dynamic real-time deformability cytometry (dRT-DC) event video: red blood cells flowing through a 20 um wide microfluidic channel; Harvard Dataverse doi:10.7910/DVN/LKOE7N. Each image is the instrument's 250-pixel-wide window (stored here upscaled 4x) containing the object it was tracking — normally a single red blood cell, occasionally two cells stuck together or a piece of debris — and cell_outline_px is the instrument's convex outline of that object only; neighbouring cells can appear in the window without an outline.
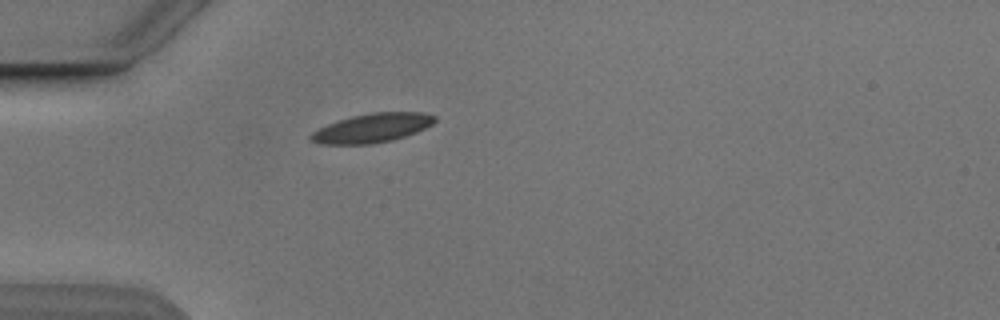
{"species": "Egyptian fruit bat (a non-hibernating species)", "species_latin": "Rousettus aegyptiacus", "temperature_condition": "cold", "stored_images_in_passage": 2, "camera_frame_rate_fps": 3000, "um_per_image_px": 0.085, "animal": {"sex": "male"}, "frame": {"image": 1, "passage_image": 2, "time_ms": 1.333, "image_size_px": [1000, 320], "cell_outline_px": [[436, 120], [432, 124], [416, 132], [392, 140], [372, 144], [320, 144], [312, 140], [308, 136], [312, 132], [328, 124], [352, 116], [372, 112], [424, 112], [436, 116]], "centroid_in_image_um": [31.65, 10.87], "position_along_channel_um": 53.4, "area_um2": 20.81}}